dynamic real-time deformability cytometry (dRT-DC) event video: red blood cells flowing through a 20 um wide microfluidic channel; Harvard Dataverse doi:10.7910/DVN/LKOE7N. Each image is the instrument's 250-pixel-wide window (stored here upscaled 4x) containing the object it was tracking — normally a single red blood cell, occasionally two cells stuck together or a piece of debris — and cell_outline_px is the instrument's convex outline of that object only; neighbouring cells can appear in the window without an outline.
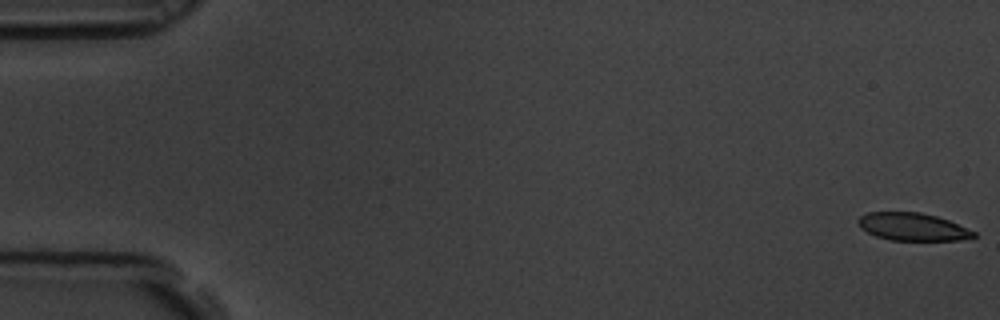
{"species": "common noctule bat (a hibernating species)", "species_latin": "Nyctalus noctula", "temperature_condition": "room temperature", "stored_images_in_passage": 59, "camera_frame_rate_fps": 3000, "um_per_image_px": 0.085, "animal": {"sex": "male", "body_mass_g": 19.5, "forearm_length_mm": 54.6}, "frame": {"image": 1, "passage_image": 1, "time_ms": 0.0, "image_size_px": [1000, 320], "cell_outline_px": [[976, 236], [960, 240], [892, 240], [876, 236], [860, 228], [856, 220], [860, 216], [868, 212], [920, 212], [936, 216], [948, 220], [976, 232]], "centroid_in_image_um": [77.54, 19.27], "position_along_channel_um": 7.5, "area_um2": 18.55}}
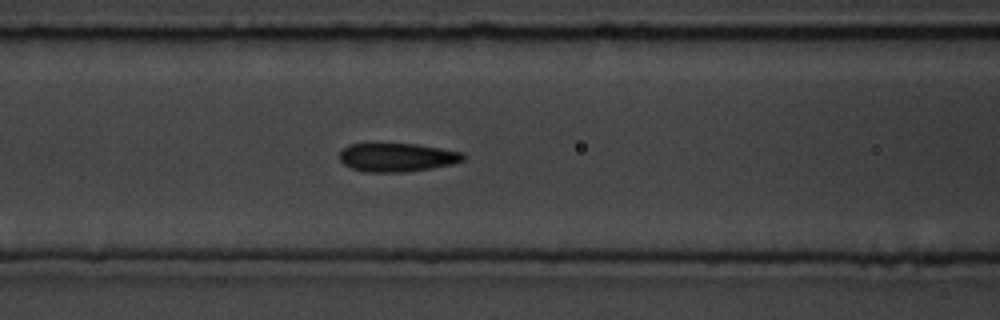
{"frame": {"image": 2, "passage_image": 25, "time_ms": 8.0, "image_size_px": [1000, 320], "cell_outline_px": [[464, 160], [452, 164], [432, 168], [404, 172], [364, 172], [352, 168], [344, 164], [340, 160], [340, 152], [348, 144], [368, 140], [420, 144], [464, 152]], "centroid_in_image_um": [33.7, 13.31], "position_along_channel_um": 132.9, "area_um2": 21.68}}
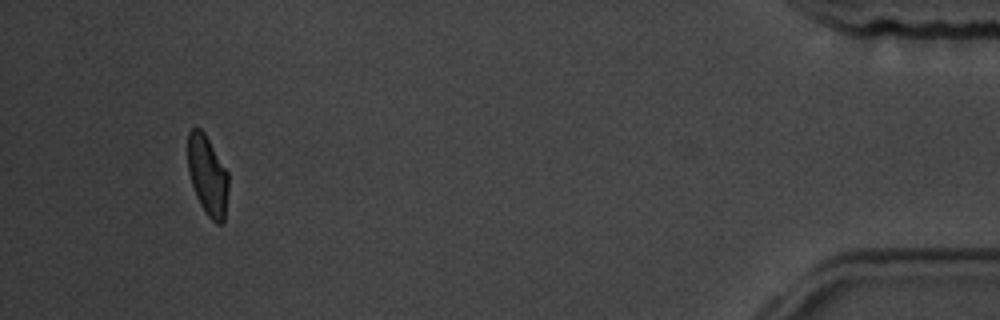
{"frame": {"image": 3, "passage_image": 56, "time_ms": 18.333, "image_size_px": [1000, 320], "cell_outline_px": [[228, 188], [224, 224], [216, 224], [204, 212], [196, 196], [188, 172], [188, 132], [192, 128], [200, 128], [204, 132], [228, 172]], "centroid_in_image_um": [17.65, 14.94], "position_along_channel_um": 417.6, "area_um2": 18.96}, "authors_computed_cell_mechanics": {"area_um2": 20.6924, "velocity_mm_per_s": 3.462, "shape_relaxation_time_tau1_ms": 7.5672, "shape_relaxation_time_tau2_ms": 1.3226, "deformation_change_tau1": 0.1496, "deformation_change_tau2": 0.0622}}